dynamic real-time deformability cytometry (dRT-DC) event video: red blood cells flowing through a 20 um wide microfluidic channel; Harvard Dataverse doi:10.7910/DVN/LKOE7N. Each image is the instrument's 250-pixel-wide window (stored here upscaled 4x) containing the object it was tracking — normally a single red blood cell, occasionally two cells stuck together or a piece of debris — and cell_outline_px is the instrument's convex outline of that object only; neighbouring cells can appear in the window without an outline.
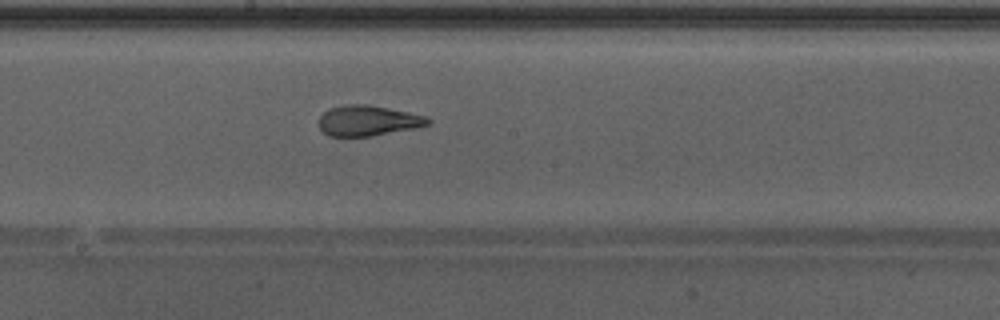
{"species": "Egyptian fruit bat (a non-hibernating species)", "species_latin": "Rousettus aegyptiacus", "temperature_condition": "warm", "stored_images_in_passage": 37, "camera_frame_rate_fps": 3000, "um_per_image_px": 0.085, "animal": {"sex": "male"}, "frame": {"image": 1, "passage_image": 16, "time_ms": 5.0, "image_size_px": [1000, 320], "cell_outline_px": [[432, 120], [428, 124], [412, 128], [372, 136], [328, 136], [320, 128], [320, 116], [328, 108], [344, 104], [368, 104], [408, 112], [424, 116]], "centroid_in_image_um": [31.23, 10.24], "position_along_channel_um": 217.0, "area_um2": 19.13}, "authors_computed_cell_mechanics": {"area_um2": 20.4034, "velocity_mm_per_s": 4.3149, "shape_relaxation_time_tau1_ms": 5.0615, "shape_relaxation_time_tau2_ms": 1.1355, "deformation_change_tau1": 0.2212, "deformation_change_tau2": 0.1062}}